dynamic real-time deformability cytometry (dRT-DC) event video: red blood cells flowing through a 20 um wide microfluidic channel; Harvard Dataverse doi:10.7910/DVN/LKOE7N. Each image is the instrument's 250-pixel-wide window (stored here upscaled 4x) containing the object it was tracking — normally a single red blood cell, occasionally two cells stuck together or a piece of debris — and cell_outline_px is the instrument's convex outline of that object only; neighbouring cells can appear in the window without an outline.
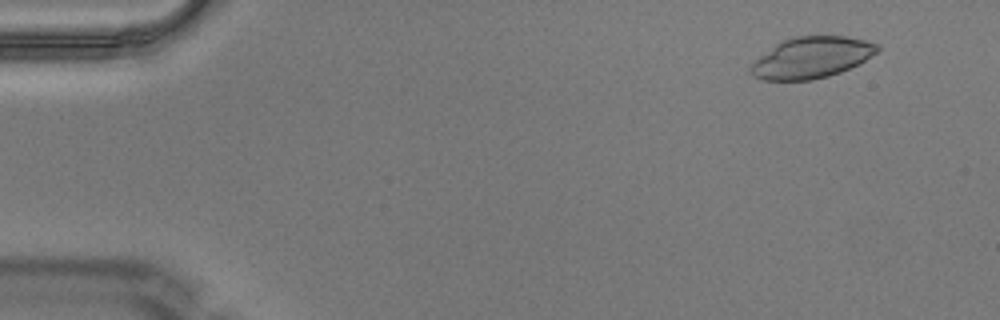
{"species": "Egyptian fruit bat (a non-hibernating species)", "species_latin": "Rousettus aegyptiacus", "temperature_condition": "warm", "stored_images_in_passage": 5, "camera_frame_rate_fps": 3000, "um_per_image_px": 0.085, "animal": {"sex": "male"}, "frame": {"image": 1, "passage_image": 2, "time_ms": 0.333, "image_size_px": [1000, 320], "cell_outline_px": [[880, 52], [860, 64], [840, 72], [828, 76], [812, 80], [764, 80], [752, 76], [748, 72], [748, 68], [752, 60], [776, 44], [792, 36], [844, 36], [864, 40], [880, 44]], "centroid_in_image_um": [68.97, 4.9], "position_along_channel_um": 16.0, "area_um2": 30.92}}